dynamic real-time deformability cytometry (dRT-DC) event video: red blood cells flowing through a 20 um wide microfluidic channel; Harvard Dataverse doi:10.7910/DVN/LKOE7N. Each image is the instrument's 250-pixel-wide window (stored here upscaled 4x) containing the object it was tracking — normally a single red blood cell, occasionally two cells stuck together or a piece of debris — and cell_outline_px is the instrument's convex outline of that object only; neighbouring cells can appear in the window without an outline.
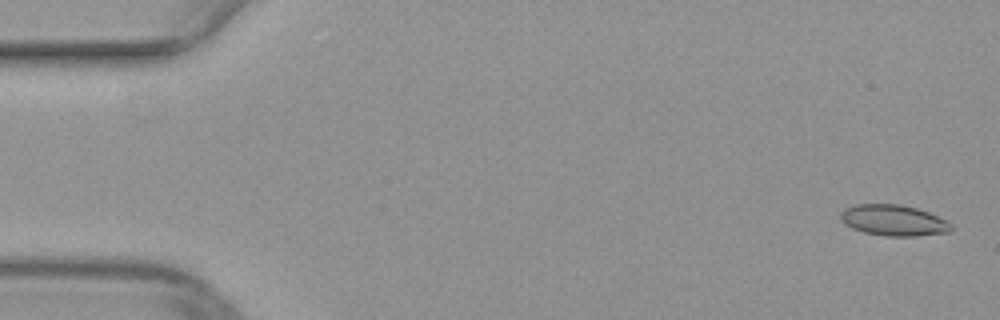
{"species": "common noctule bat (a hibernating species)", "species_latin": "Nyctalus noctula", "temperature_condition": "warm", "stored_images_in_passage": 39, "camera_frame_rate_fps": 3000, "um_per_image_px": 0.085, "animal": {"sex": "female", "body_mass_g": 29.2, "forearm_length_mm": 56.3}, "frame": {"image": 1, "passage_image": 1, "time_ms": 0.0, "image_size_px": [1000, 320], "cell_outline_px": [[952, 232], [916, 236], [884, 236], [864, 232], [852, 228], [844, 224], [840, 220], [840, 212], [844, 208], [856, 204], [900, 204], [916, 208], [928, 212], [948, 220], [952, 224]], "centroid_in_image_um": [75.96, 18.73], "position_along_channel_um": 9.0, "area_um2": 20.23}}
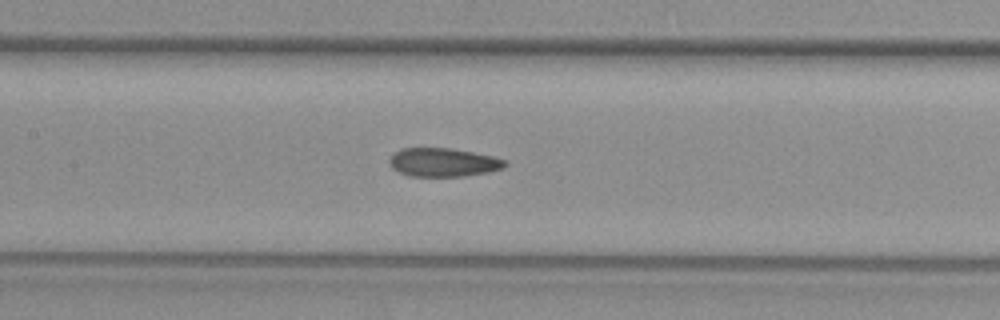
{"frame": {"image": 2, "passage_image": 23, "time_ms": 7.333, "image_size_px": [1000, 320], "cell_outline_px": [[508, 164], [504, 168], [488, 172], [464, 176], [408, 176], [392, 168], [388, 160], [396, 152], [404, 148], [452, 148], [492, 156], [508, 160]], "centroid_in_image_um": [37.72, 13.8], "position_along_channel_um": 169.7, "area_um2": 19.25}}
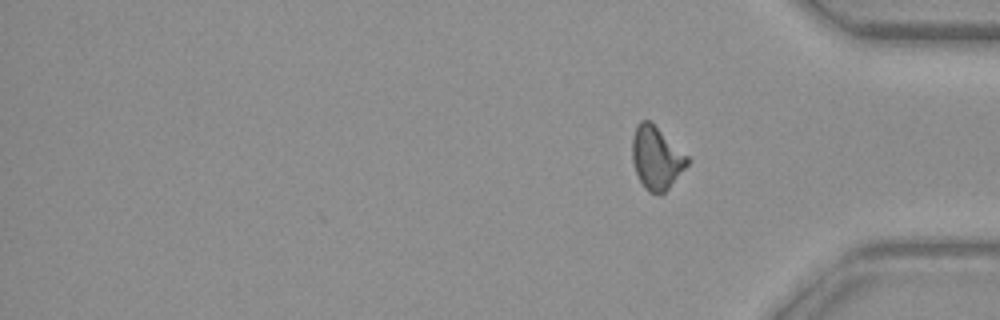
{"frame": {"image": 3, "passage_image": 39, "time_ms": 12.667, "image_size_px": [1000, 320], "cell_outline_px": [[688, 164], [668, 188], [660, 196], [656, 196], [648, 192], [644, 188], [636, 172], [632, 160], [632, 136], [636, 124], [640, 120], [648, 120], [688, 156]], "centroid_in_image_um": [55.76, 13.45], "position_along_channel_um": 379.4, "area_um2": 20.0}}